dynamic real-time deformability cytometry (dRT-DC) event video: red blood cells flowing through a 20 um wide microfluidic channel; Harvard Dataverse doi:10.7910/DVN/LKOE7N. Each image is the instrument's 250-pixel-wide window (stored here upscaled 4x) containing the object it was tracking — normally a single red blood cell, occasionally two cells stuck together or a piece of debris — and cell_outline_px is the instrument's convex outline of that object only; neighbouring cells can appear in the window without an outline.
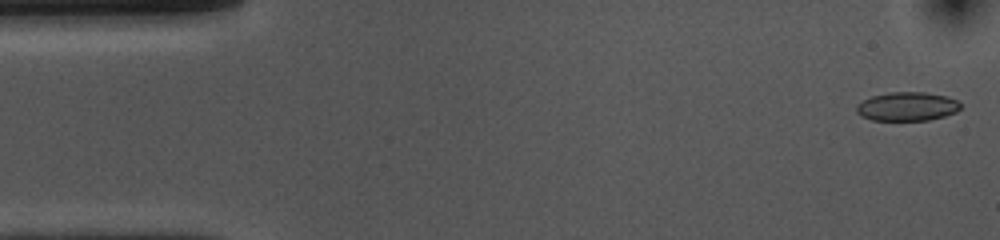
{"species": "common noctule bat (a hibernating species)", "species_latin": "Nyctalus noctula", "temperature_condition": "cold", "stored_images_in_passage": 52, "camera_frame_rate_fps": 3000, "um_per_image_px": 0.085, "animal": {"sex": "female", "body_mass_g": 10.0, "forearm_length_mm": 53.1}, "frame": {"image": 1, "passage_image": 1, "time_ms": 0.0, "image_size_px": [1000, 240], "cell_outline_px": [[960, 108], [956, 112], [944, 116], [928, 120], [872, 120], [860, 116], [856, 112], [856, 104], [872, 96], [888, 92], [924, 92], [948, 96], [956, 100], [960, 104]], "centroid_in_image_um": [77.09, 9.05], "position_along_channel_um": 7.9, "area_um2": 17.51}}
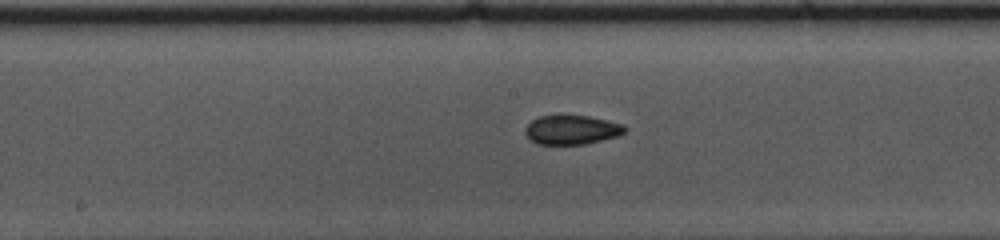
{"frame": {"image": 2, "passage_image": 25, "time_ms": 8.0, "image_size_px": [1000, 240], "cell_outline_px": [[628, 128], [624, 132], [616, 136], [584, 144], [536, 144], [524, 132], [524, 128], [532, 120], [540, 116], [556, 112], [588, 116], [624, 124]], "centroid_in_image_um": [48.56, 10.98], "position_along_channel_um": 199.6, "area_um2": 17.4}}
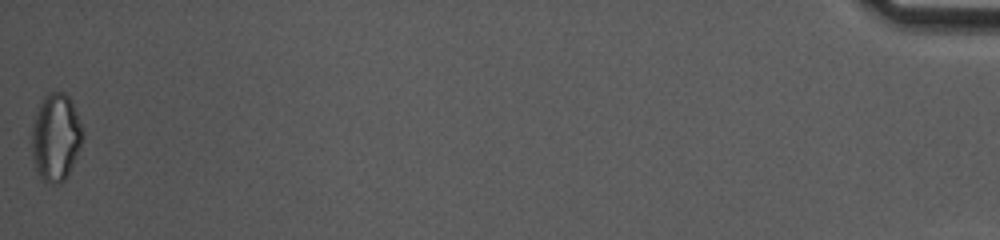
{"frame": {"image": 3, "passage_image": 52, "time_ms": 17.0, "image_size_px": [1000, 240], "cell_outline_px": [[84, 136], [68, 176], [60, 184], [52, 184], [44, 180], [36, 172], [32, 156], [32, 124], [36, 112], [44, 96], [48, 92], [64, 92], [68, 96], [72, 104], [84, 132]], "centroid_in_image_um": [4.73, 11.69], "position_along_channel_um": 430.5, "area_um2": 25.89}, "authors_computed_cell_mechanics": {"area_um2": 17.7157, "velocity_mm_per_s": 3.7282, "shape_relaxation_time_tau1_ms": 3.7013, "shape_relaxation_time_tau2_ms": 7.8676, "deformation_change_tau1": 0.0773, "deformation_change_tau2": 0.1013}}